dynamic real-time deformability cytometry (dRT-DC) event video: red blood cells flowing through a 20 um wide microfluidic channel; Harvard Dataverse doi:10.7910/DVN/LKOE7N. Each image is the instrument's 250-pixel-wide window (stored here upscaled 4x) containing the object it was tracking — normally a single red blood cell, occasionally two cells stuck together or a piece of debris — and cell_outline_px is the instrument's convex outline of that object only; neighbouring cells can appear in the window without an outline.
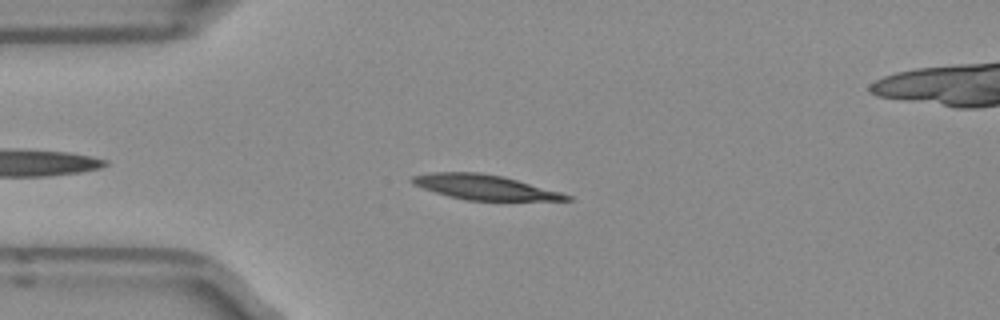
{"species": "Egyptian fruit bat (a non-hibernating species)", "species_latin": "Rousettus aegyptiacus", "temperature_condition": "room temperature", "stored_images_in_passage": 46, "camera_frame_rate_fps": 3000, "um_per_image_px": 0.085, "frame": {"image": 1, "passage_image": 6, "time_ms": 1.667, "image_size_px": [1000, 320], "cell_outline_px": [[572, 200], [468, 200], [448, 196], [412, 184], [408, 180], [412, 176], [432, 172], [480, 172], [504, 176], [560, 192], [572, 196]], "centroid_in_image_um": [41.15, 15.89], "position_along_channel_um": 43.8, "area_um2": 22.2}}
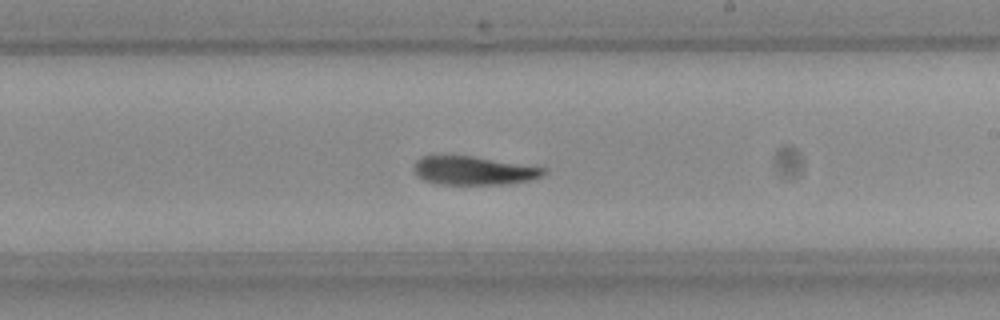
{"frame": {"image": 2, "passage_image": 23, "time_ms": 7.333, "image_size_px": [1000, 320], "cell_outline_px": [[548, 172], [544, 176], [528, 180], [504, 184], [440, 184], [424, 180], [416, 176], [412, 168], [416, 160], [424, 156], [472, 156], [548, 168]], "centroid_in_image_um": [40.27, 14.5], "position_along_channel_um": 248.7, "area_um2": 21.62}}
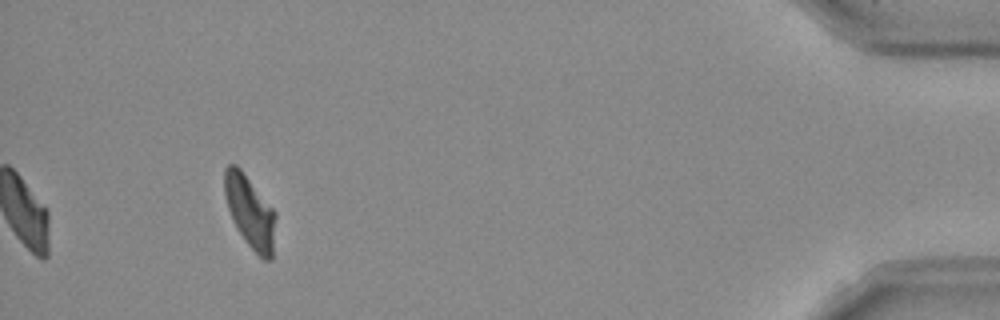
{"frame": {"image": 3, "passage_image": 41, "time_ms": 13.333, "image_size_px": [1000, 320], "cell_outline_px": [[276, 216], [272, 260], [264, 260], [244, 240], [236, 228], [232, 220], [228, 208], [224, 192], [224, 168], [228, 164], [236, 164], [240, 168], [276, 212]], "centroid_in_image_um": [21.24, 17.99], "position_along_channel_um": 414.0, "area_um2": 21.5}}